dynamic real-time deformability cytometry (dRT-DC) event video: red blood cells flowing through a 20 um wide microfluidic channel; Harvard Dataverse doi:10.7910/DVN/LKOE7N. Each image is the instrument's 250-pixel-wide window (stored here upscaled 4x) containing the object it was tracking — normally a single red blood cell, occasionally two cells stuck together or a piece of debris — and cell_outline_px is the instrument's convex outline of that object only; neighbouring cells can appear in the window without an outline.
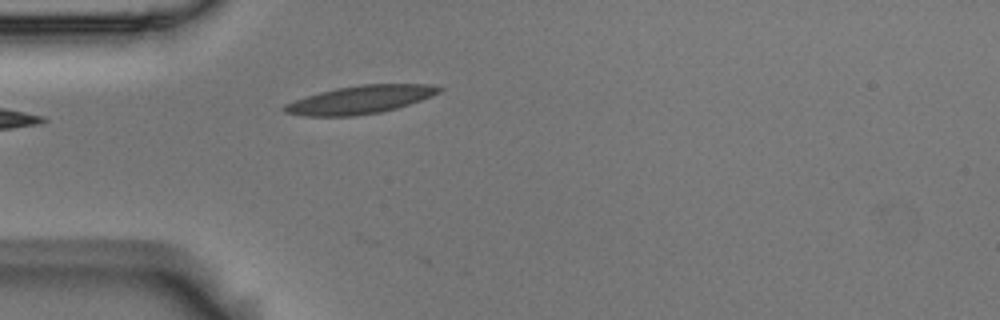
{"species": "Egyptian fruit bat (a non-hibernating species)", "species_latin": "Rousettus aegyptiacus", "temperature_condition": "room temperature", "stored_images_in_passage": 4, "camera_frame_rate_fps": 3000, "um_per_image_px": 0.085, "animal": {"sex": "male"}, "frame": {"image": 1, "passage_image": 4, "time_ms": 1.0, "image_size_px": [1000, 320], "cell_outline_px": [[444, 88], [440, 92], [432, 96], [396, 108], [380, 112], [352, 116], [308, 116], [284, 112], [280, 108], [284, 104], [320, 92], [336, 88], [364, 84], [432, 84]], "centroid_in_image_um": [30.63, 8.47], "position_along_channel_um": 54.4, "area_um2": 25.09}}